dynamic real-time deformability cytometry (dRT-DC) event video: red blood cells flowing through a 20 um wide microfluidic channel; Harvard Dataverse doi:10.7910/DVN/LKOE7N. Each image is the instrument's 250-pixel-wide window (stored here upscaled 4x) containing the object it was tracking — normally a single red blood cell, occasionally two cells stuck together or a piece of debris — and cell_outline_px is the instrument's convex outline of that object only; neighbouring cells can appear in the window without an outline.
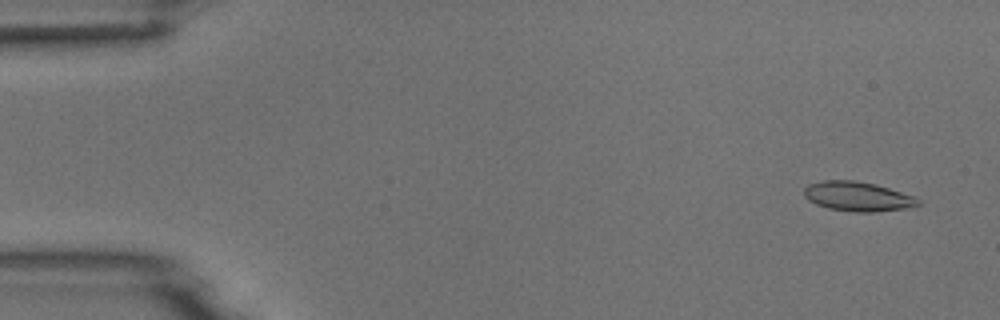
{"species": "common noctule bat (a hibernating species)", "species_latin": "Nyctalus noctula", "temperature_condition": "room temperature", "stored_images_in_passage": 8, "camera_frame_rate_fps": 3000, "um_per_image_px": 0.085, "animal": {"sex": "male", "body_mass_g": 18.8}, "frame": {"image": 1, "passage_image": 1, "time_ms": 0.0, "image_size_px": [1000, 320], "cell_outline_px": [[920, 204], [904, 208], [872, 212], [856, 212], [828, 208], [816, 204], [808, 200], [804, 196], [804, 188], [808, 184], [824, 180], [856, 180], [876, 184], [916, 196], [920, 200]], "centroid_in_image_um": [72.89, 16.68], "position_along_channel_um": 12.1, "area_um2": 19.65}}
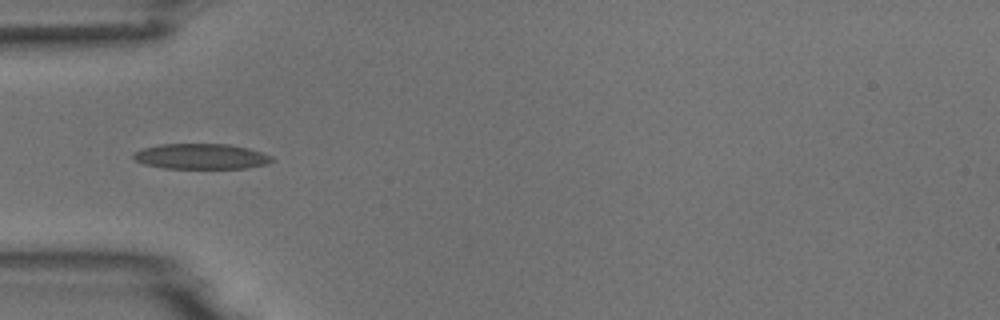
{"frame": {"image": 2, "passage_image": 5, "time_ms": 4.667, "image_size_px": [1000, 320], "cell_outline_px": [[276, 160], [268, 164], [248, 168], [164, 168], [144, 164], [136, 160], [132, 156], [132, 152], [144, 148], [160, 144], [228, 144], [248, 148], [272, 156]], "centroid_in_image_um": [17.11, 13.3], "position_along_channel_um": 67.9, "area_um2": 20.58}}